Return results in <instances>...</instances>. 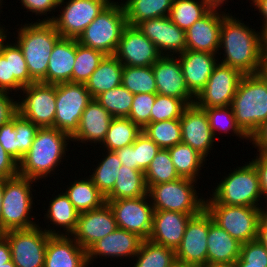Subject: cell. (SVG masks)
Instances as JSON below:
<instances>
[{
    "label": "cell",
    "mask_w": 267,
    "mask_h": 267,
    "mask_svg": "<svg viewBox=\"0 0 267 267\" xmlns=\"http://www.w3.org/2000/svg\"><path fill=\"white\" fill-rule=\"evenodd\" d=\"M106 202L113 211L118 228L135 233L143 240L149 238L154 213L149 195Z\"/></svg>",
    "instance_id": "2e32d148"
},
{
    "label": "cell",
    "mask_w": 267,
    "mask_h": 267,
    "mask_svg": "<svg viewBox=\"0 0 267 267\" xmlns=\"http://www.w3.org/2000/svg\"><path fill=\"white\" fill-rule=\"evenodd\" d=\"M257 171L260 189L263 199L265 198V203L267 208V155L258 153L257 156L251 161Z\"/></svg>",
    "instance_id": "680465c9"
},
{
    "label": "cell",
    "mask_w": 267,
    "mask_h": 267,
    "mask_svg": "<svg viewBox=\"0 0 267 267\" xmlns=\"http://www.w3.org/2000/svg\"><path fill=\"white\" fill-rule=\"evenodd\" d=\"M209 213L204 208L188 221L181 244L176 248L178 267H203L207 265V235Z\"/></svg>",
    "instance_id": "9a60e30c"
},
{
    "label": "cell",
    "mask_w": 267,
    "mask_h": 267,
    "mask_svg": "<svg viewBox=\"0 0 267 267\" xmlns=\"http://www.w3.org/2000/svg\"><path fill=\"white\" fill-rule=\"evenodd\" d=\"M6 40L7 37L1 42L0 53L4 57H10L11 76H14L23 87L29 86L35 81L30 77L23 53L15 42L11 43Z\"/></svg>",
    "instance_id": "bcb514c9"
},
{
    "label": "cell",
    "mask_w": 267,
    "mask_h": 267,
    "mask_svg": "<svg viewBox=\"0 0 267 267\" xmlns=\"http://www.w3.org/2000/svg\"><path fill=\"white\" fill-rule=\"evenodd\" d=\"M264 76L267 78V62H263L262 71Z\"/></svg>",
    "instance_id": "753ad0ef"
},
{
    "label": "cell",
    "mask_w": 267,
    "mask_h": 267,
    "mask_svg": "<svg viewBox=\"0 0 267 267\" xmlns=\"http://www.w3.org/2000/svg\"><path fill=\"white\" fill-rule=\"evenodd\" d=\"M189 91L196 97L206 86L214 67L220 60L209 52L185 50L177 55Z\"/></svg>",
    "instance_id": "d4e9b609"
},
{
    "label": "cell",
    "mask_w": 267,
    "mask_h": 267,
    "mask_svg": "<svg viewBox=\"0 0 267 267\" xmlns=\"http://www.w3.org/2000/svg\"><path fill=\"white\" fill-rule=\"evenodd\" d=\"M241 243L220 228L209 214L207 235V264L236 262L240 257Z\"/></svg>",
    "instance_id": "f1b7e54d"
},
{
    "label": "cell",
    "mask_w": 267,
    "mask_h": 267,
    "mask_svg": "<svg viewBox=\"0 0 267 267\" xmlns=\"http://www.w3.org/2000/svg\"><path fill=\"white\" fill-rule=\"evenodd\" d=\"M2 2H3V0H0V7H3ZM0 9H2V8H0ZM0 12H2V10H0ZM0 26H2V25L0 24Z\"/></svg>",
    "instance_id": "11e5206c"
},
{
    "label": "cell",
    "mask_w": 267,
    "mask_h": 267,
    "mask_svg": "<svg viewBox=\"0 0 267 267\" xmlns=\"http://www.w3.org/2000/svg\"><path fill=\"white\" fill-rule=\"evenodd\" d=\"M76 39L61 37L53 47L48 67L47 84L73 82Z\"/></svg>",
    "instance_id": "83f0119b"
},
{
    "label": "cell",
    "mask_w": 267,
    "mask_h": 267,
    "mask_svg": "<svg viewBox=\"0 0 267 267\" xmlns=\"http://www.w3.org/2000/svg\"><path fill=\"white\" fill-rule=\"evenodd\" d=\"M215 4L211 0H174L168 17L180 29L187 30L205 16Z\"/></svg>",
    "instance_id": "d590c367"
},
{
    "label": "cell",
    "mask_w": 267,
    "mask_h": 267,
    "mask_svg": "<svg viewBox=\"0 0 267 267\" xmlns=\"http://www.w3.org/2000/svg\"><path fill=\"white\" fill-rule=\"evenodd\" d=\"M36 180L21 175L4 179L2 212L0 217V234L19 229H29L37 226L33 221V183ZM31 215V216H30ZM31 217V218H30Z\"/></svg>",
    "instance_id": "5b68a950"
},
{
    "label": "cell",
    "mask_w": 267,
    "mask_h": 267,
    "mask_svg": "<svg viewBox=\"0 0 267 267\" xmlns=\"http://www.w3.org/2000/svg\"><path fill=\"white\" fill-rule=\"evenodd\" d=\"M103 158L98 162L97 167L92 169L89 177L97 186L98 190L106 197L114 188L119 168L122 166L120 159L115 151L104 150ZM107 153V154H106Z\"/></svg>",
    "instance_id": "f35d334b"
},
{
    "label": "cell",
    "mask_w": 267,
    "mask_h": 267,
    "mask_svg": "<svg viewBox=\"0 0 267 267\" xmlns=\"http://www.w3.org/2000/svg\"><path fill=\"white\" fill-rule=\"evenodd\" d=\"M142 132L162 149H168L182 142L180 119L151 122L142 129Z\"/></svg>",
    "instance_id": "60d3db41"
},
{
    "label": "cell",
    "mask_w": 267,
    "mask_h": 267,
    "mask_svg": "<svg viewBox=\"0 0 267 267\" xmlns=\"http://www.w3.org/2000/svg\"><path fill=\"white\" fill-rule=\"evenodd\" d=\"M160 149L153 140L141 132L135 140V163H137V169L145 172Z\"/></svg>",
    "instance_id": "f907efd6"
},
{
    "label": "cell",
    "mask_w": 267,
    "mask_h": 267,
    "mask_svg": "<svg viewBox=\"0 0 267 267\" xmlns=\"http://www.w3.org/2000/svg\"><path fill=\"white\" fill-rule=\"evenodd\" d=\"M243 76L239 70L218 62L194 104L200 109L231 106Z\"/></svg>",
    "instance_id": "5bb4252c"
},
{
    "label": "cell",
    "mask_w": 267,
    "mask_h": 267,
    "mask_svg": "<svg viewBox=\"0 0 267 267\" xmlns=\"http://www.w3.org/2000/svg\"><path fill=\"white\" fill-rule=\"evenodd\" d=\"M231 107L237 125L250 138L267 121V78L262 72L242 77Z\"/></svg>",
    "instance_id": "277c9868"
},
{
    "label": "cell",
    "mask_w": 267,
    "mask_h": 267,
    "mask_svg": "<svg viewBox=\"0 0 267 267\" xmlns=\"http://www.w3.org/2000/svg\"><path fill=\"white\" fill-rule=\"evenodd\" d=\"M156 94H135L128 118L143 129L151 123V111L155 103Z\"/></svg>",
    "instance_id": "681fc988"
},
{
    "label": "cell",
    "mask_w": 267,
    "mask_h": 267,
    "mask_svg": "<svg viewBox=\"0 0 267 267\" xmlns=\"http://www.w3.org/2000/svg\"><path fill=\"white\" fill-rule=\"evenodd\" d=\"M122 70V63L114 55H106L85 83L92 98L121 85Z\"/></svg>",
    "instance_id": "4dcf8cb0"
},
{
    "label": "cell",
    "mask_w": 267,
    "mask_h": 267,
    "mask_svg": "<svg viewBox=\"0 0 267 267\" xmlns=\"http://www.w3.org/2000/svg\"><path fill=\"white\" fill-rule=\"evenodd\" d=\"M174 0H127L122 4L127 25L136 26L138 23L169 15Z\"/></svg>",
    "instance_id": "836d02e7"
},
{
    "label": "cell",
    "mask_w": 267,
    "mask_h": 267,
    "mask_svg": "<svg viewBox=\"0 0 267 267\" xmlns=\"http://www.w3.org/2000/svg\"><path fill=\"white\" fill-rule=\"evenodd\" d=\"M87 177L74 180L64 191L79 213L97 209L106 202L105 196L98 190L92 179Z\"/></svg>",
    "instance_id": "d6a6232c"
},
{
    "label": "cell",
    "mask_w": 267,
    "mask_h": 267,
    "mask_svg": "<svg viewBox=\"0 0 267 267\" xmlns=\"http://www.w3.org/2000/svg\"><path fill=\"white\" fill-rule=\"evenodd\" d=\"M135 257L132 267H178L174 249L148 239L142 240Z\"/></svg>",
    "instance_id": "8d00e7d4"
},
{
    "label": "cell",
    "mask_w": 267,
    "mask_h": 267,
    "mask_svg": "<svg viewBox=\"0 0 267 267\" xmlns=\"http://www.w3.org/2000/svg\"><path fill=\"white\" fill-rule=\"evenodd\" d=\"M152 70L158 94L182 99L188 106L194 104L195 96L186 85L177 55H162L152 65Z\"/></svg>",
    "instance_id": "44dd1931"
},
{
    "label": "cell",
    "mask_w": 267,
    "mask_h": 267,
    "mask_svg": "<svg viewBox=\"0 0 267 267\" xmlns=\"http://www.w3.org/2000/svg\"><path fill=\"white\" fill-rule=\"evenodd\" d=\"M203 267H237L236 262L207 264Z\"/></svg>",
    "instance_id": "a7ac6f4b"
},
{
    "label": "cell",
    "mask_w": 267,
    "mask_h": 267,
    "mask_svg": "<svg viewBox=\"0 0 267 267\" xmlns=\"http://www.w3.org/2000/svg\"><path fill=\"white\" fill-rule=\"evenodd\" d=\"M237 267H267V265H250L244 262L240 257L236 260Z\"/></svg>",
    "instance_id": "003e7915"
},
{
    "label": "cell",
    "mask_w": 267,
    "mask_h": 267,
    "mask_svg": "<svg viewBox=\"0 0 267 267\" xmlns=\"http://www.w3.org/2000/svg\"><path fill=\"white\" fill-rule=\"evenodd\" d=\"M69 140V134L56 128H39L29 151L18 163L19 175L39 182L55 174L63 157H67Z\"/></svg>",
    "instance_id": "7a4b0ae2"
},
{
    "label": "cell",
    "mask_w": 267,
    "mask_h": 267,
    "mask_svg": "<svg viewBox=\"0 0 267 267\" xmlns=\"http://www.w3.org/2000/svg\"><path fill=\"white\" fill-rule=\"evenodd\" d=\"M168 151L180 178H187L194 181L199 179L197 177L200 176V171L207 159L183 142L168 148Z\"/></svg>",
    "instance_id": "e575fe53"
},
{
    "label": "cell",
    "mask_w": 267,
    "mask_h": 267,
    "mask_svg": "<svg viewBox=\"0 0 267 267\" xmlns=\"http://www.w3.org/2000/svg\"><path fill=\"white\" fill-rule=\"evenodd\" d=\"M142 240L143 239L135 233L128 232L125 229L117 228L109 235L96 241L87 250L88 265L92 264V262L96 258H100V256L105 257L106 259L108 257L111 259L131 257L132 259V257L134 258L138 253Z\"/></svg>",
    "instance_id": "603a6c76"
},
{
    "label": "cell",
    "mask_w": 267,
    "mask_h": 267,
    "mask_svg": "<svg viewBox=\"0 0 267 267\" xmlns=\"http://www.w3.org/2000/svg\"><path fill=\"white\" fill-rule=\"evenodd\" d=\"M39 126L35 125L19 112L15 114V131L17 139V162L29 151Z\"/></svg>",
    "instance_id": "c3c4849f"
},
{
    "label": "cell",
    "mask_w": 267,
    "mask_h": 267,
    "mask_svg": "<svg viewBox=\"0 0 267 267\" xmlns=\"http://www.w3.org/2000/svg\"><path fill=\"white\" fill-rule=\"evenodd\" d=\"M240 258L250 265H267V249L257 238L241 244Z\"/></svg>",
    "instance_id": "816d5d0a"
},
{
    "label": "cell",
    "mask_w": 267,
    "mask_h": 267,
    "mask_svg": "<svg viewBox=\"0 0 267 267\" xmlns=\"http://www.w3.org/2000/svg\"><path fill=\"white\" fill-rule=\"evenodd\" d=\"M215 5H221V6H223V4H224V2H225V4H227L226 3V1L228 2V0H211Z\"/></svg>",
    "instance_id": "8c879c8a"
},
{
    "label": "cell",
    "mask_w": 267,
    "mask_h": 267,
    "mask_svg": "<svg viewBox=\"0 0 267 267\" xmlns=\"http://www.w3.org/2000/svg\"><path fill=\"white\" fill-rule=\"evenodd\" d=\"M58 1L61 9L52 21L63 38L77 39L85 28L112 2V0ZM63 5V6H62Z\"/></svg>",
    "instance_id": "7c38bea8"
},
{
    "label": "cell",
    "mask_w": 267,
    "mask_h": 267,
    "mask_svg": "<svg viewBox=\"0 0 267 267\" xmlns=\"http://www.w3.org/2000/svg\"><path fill=\"white\" fill-rule=\"evenodd\" d=\"M142 129L128 117L112 118L106 137L102 142V149L116 151L132 145Z\"/></svg>",
    "instance_id": "74e56055"
},
{
    "label": "cell",
    "mask_w": 267,
    "mask_h": 267,
    "mask_svg": "<svg viewBox=\"0 0 267 267\" xmlns=\"http://www.w3.org/2000/svg\"><path fill=\"white\" fill-rule=\"evenodd\" d=\"M7 30H5V26H0V49H1V42L5 40V37H7Z\"/></svg>",
    "instance_id": "2644e50d"
},
{
    "label": "cell",
    "mask_w": 267,
    "mask_h": 267,
    "mask_svg": "<svg viewBox=\"0 0 267 267\" xmlns=\"http://www.w3.org/2000/svg\"><path fill=\"white\" fill-rule=\"evenodd\" d=\"M134 95L122 84L98 95L95 100L108 111L113 118L128 117Z\"/></svg>",
    "instance_id": "7bdbcfd3"
},
{
    "label": "cell",
    "mask_w": 267,
    "mask_h": 267,
    "mask_svg": "<svg viewBox=\"0 0 267 267\" xmlns=\"http://www.w3.org/2000/svg\"><path fill=\"white\" fill-rule=\"evenodd\" d=\"M118 172L113 190L105 197L106 201L148 195L143 171L122 165Z\"/></svg>",
    "instance_id": "1f68e13d"
},
{
    "label": "cell",
    "mask_w": 267,
    "mask_h": 267,
    "mask_svg": "<svg viewBox=\"0 0 267 267\" xmlns=\"http://www.w3.org/2000/svg\"><path fill=\"white\" fill-rule=\"evenodd\" d=\"M18 174V162L0 144V178L7 179Z\"/></svg>",
    "instance_id": "6f0895ef"
},
{
    "label": "cell",
    "mask_w": 267,
    "mask_h": 267,
    "mask_svg": "<svg viewBox=\"0 0 267 267\" xmlns=\"http://www.w3.org/2000/svg\"><path fill=\"white\" fill-rule=\"evenodd\" d=\"M115 152L122 165L137 169V163H135V142L132 145L125 146Z\"/></svg>",
    "instance_id": "94428289"
},
{
    "label": "cell",
    "mask_w": 267,
    "mask_h": 267,
    "mask_svg": "<svg viewBox=\"0 0 267 267\" xmlns=\"http://www.w3.org/2000/svg\"><path fill=\"white\" fill-rule=\"evenodd\" d=\"M249 142L257 149V153L267 155V121L259 126Z\"/></svg>",
    "instance_id": "91938a15"
},
{
    "label": "cell",
    "mask_w": 267,
    "mask_h": 267,
    "mask_svg": "<svg viewBox=\"0 0 267 267\" xmlns=\"http://www.w3.org/2000/svg\"><path fill=\"white\" fill-rule=\"evenodd\" d=\"M118 228L113 211L105 202L101 207L79 214L77 227L71 235L86 251L99 239Z\"/></svg>",
    "instance_id": "ac0fdd59"
},
{
    "label": "cell",
    "mask_w": 267,
    "mask_h": 267,
    "mask_svg": "<svg viewBox=\"0 0 267 267\" xmlns=\"http://www.w3.org/2000/svg\"><path fill=\"white\" fill-rule=\"evenodd\" d=\"M209 121L210 128L213 132L215 139H219L216 135L217 132H223L224 134H229L232 132L238 138L250 140V138L240 129L237 125L236 119L234 117L233 109L231 106L228 107H217V108H206L204 109Z\"/></svg>",
    "instance_id": "f6af8a7d"
},
{
    "label": "cell",
    "mask_w": 267,
    "mask_h": 267,
    "mask_svg": "<svg viewBox=\"0 0 267 267\" xmlns=\"http://www.w3.org/2000/svg\"><path fill=\"white\" fill-rule=\"evenodd\" d=\"M252 6H255V9L258 10L260 15L263 17L261 20L263 21L262 27L267 26V0H251Z\"/></svg>",
    "instance_id": "e7e4bbea"
},
{
    "label": "cell",
    "mask_w": 267,
    "mask_h": 267,
    "mask_svg": "<svg viewBox=\"0 0 267 267\" xmlns=\"http://www.w3.org/2000/svg\"><path fill=\"white\" fill-rule=\"evenodd\" d=\"M220 7L222 6L215 5L205 16L185 30L186 50L221 55L222 52L219 51L221 24L227 14L226 11H220Z\"/></svg>",
    "instance_id": "d6986e66"
},
{
    "label": "cell",
    "mask_w": 267,
    "mask_h": 267,
    "mask_svg": "<svg viewBox=\"0 0 267 267\" xmlns=\"http://www.w3.org/2000/svg\"><path fill=\"white\" fill-rule=\"evenodd\" d=\"M223 53L221 64L239 70L243 75L262 71L260 31L244 24L239 17L227 15L223 18L219 39V50Z\"/></svg>",
    "instance_id": "6da1fadb"
},
{
    "label": "cell",
    "mask_w": 267,
    "mask_h": 267,
    "mask_svg": "<svg viewBox=\"0 0 267 267\" xmlns=\"http://www.w3.org/2000/svg\"><path fill=\"white\" fill-rule=\"evenodd\" d=\"M0 144L5 151L17 161V139L15 131V115L0 126Z\"/></svg>",
    "instance_id": "11a10c76"
},
{
    "label": "cell",
    "mask_w": 267,
    "mask_h": 267,
    "mask_svg": "<svg viewBox=\"0 0 267 267\" xmlns=\"http://www.w3.org/2000/svg\"><path fill=\"white\" fill-rule=\"evenodd\" d=\"M10 95V93L0 91V126L9 121L18 112L16 96Z\"/></svg>",
    "instance_id": "9f6ffc18"
},
{
    "label": "cell",
    "mask_w": 267,
    "mask_h": 267,
    "mask_svg": "<svg viewBox=\"0 0 267 267\" xmlns=\"http://www.w3.org/2000/svg\"><path fill=\"white\" fill-rule=\"evenodd\" d=\"M187 107L182 99L157 93L151 111V122L180 119Z\"/></svg>",
    "instance_id": "7dc6e473"
},
{
    "label": "cell",
    "mask_w": 267,
    "mask_h": 267,
    "mask_svg": "<svg viewBox=\"0 0 267 267\" xmlns=\"http://www.w3.org/2000/svg\"><path fill=\"white\" fill-rule=\"evenodd\" d=\"M223 178L217 187L212 189L211 197L205 198V204L249 207H259V204H262L258 174L251 161L245 162L243 166H237Z\"/></svg>",
    "instance_id": "8992f818"
},
{
    "label": "cell",
    "mask_w": 267,
    "mask_h": 267,
    "mask_svg": "<svg viewBox=\"0 0 267 267\" xmlns=\"http://www.w3.org/2000/svg\"><path fill=\"white\" fill-rule=\"evenodd\" d=\"M196 183L191 179L179 178L152 185L148 189V195L154 210L199 214L205 208V198H198L200 194L195 189Z\"/></svg>",
    "instance_id": "ba28073f"
},
{
    "label": "cell",
    "mask_w": 267,
    "mask_h": 267,
    "mask_svg": "<svg viewBox=\"0 0 267 267\" xmlns=\"http://www.w3.org/2000/svg\"><path fill=\"white\" fill-rule=\"evenodd\" d=\"M258 239L267 249V209L261 215L258 230Z\"/></svg>",
    "instance_id": "be15d7a7"
},
{
    "label": "cell",
    "mask_w": 267,
    "mask_h": 267,
    "mask_svg": "<svg viewBox=\"0 0 267 267\" xmlns=\"http://www.w3.org/2000/svg\"><path fill=\"white\" fill-rule=\"evenodd\" d=\"M182 142L191 146L205 159L216 142L204 109L189 105L180 118Z\"/></svg>",
    "instance_id": "7402d4cb"
},
{
    "label": "cell",
    "mask_w": 267,
    "mask_h": 267,
    "mask_svg": "<svg viewBox=\"0 0 267 267\" xmlns=\"http://www.w3.org/2000/svg\"><path fill=\"white\" fill-rule=\"evenodd\" d=\"M259 31L263 62H267V26L261 27Z\"/></svg>",
    "instance_id": "03108f58"
},
{
    "label": "cell",
    "mask_w": 267,
    "mask_h": 267,
    "mask_svg": "<svg viewBox=\"0 0 267 267\" xmlns=\"http://www.w3.org/2000/svg\"><path fill=\"white\" fill-rule=\"evenodd\" d=\"M206 211L211 215L213 222L228 232L241 244L258 238L259 222L266 208L205 204Z\"/></svg>",
    "instance_id": "9c48e42d"
},
{
    "label": "cell",
    "mask_w": 267,
    "mask_h": 267,
    "mask_svg": "<svg viewBox=\"0 0 267 267\" xmlns=\"http://www.w3.org/2000/svg\"><path fill=\"white\" fill-rule=\"evenodd\" d=\"M21 6L24 7V9L28 10L29 12L35 13V16H47L44 17L43 20L39 19V22H52L55 18V15L48 16L47 13L52 12L58 9V1L59 0H20ZM50 17V18H49Z\"/></svg>",
    "instance_id": "db71d44e"
},
{
    "label": "cell",
    "mask_w": 267,
    "mask_h": 267,
    "mask_svg": "<svg viewBox=\"0 0 267 267\" xmlns=\"http://www.w3.org/2000/svg\"><path fill=\"white\" fill-rule=\"evenodd\" d=\"M44 267H89L87 251L72 236L50 235Z\"/></svg>",
    "instance_id": "484cf974"
},
{
    "label": "cell",
    "mask_w": 267,
    "mask_h": 267,
    "mask_svg": "<svg viewBox=\"0 0 267 267\" xmlns=\"http://www.w3.org/2000/svg\"><path fill=\"white\" fill-rule=\"evenodd\" d=\"M21 24L15 43L20 47L27 63L30 77L35 82L47 83V67L56 42L61 35L52 22Z\"/></svg>",
    "instance_id": "3957f363"
},
{
    "label": "cell",
    "mask_w": 267,
    "mask_h": 267,
    "mask_svg": "<svg viewBox=\"0 0 267 267\" xmlns=\"http://www.w3.org/2000/svg\"><path fill=\"white\" fill-rule=\"evenodd\" d=\"M50 200L44 219L47 221L50 220L48 223L51 222L50 224H53L54 228L57 227L58 229L59 227V230L56 231L54 228L49 229L50 224L48 225V229L45 228L44 230L49 235L71 236L77 227L80 213L63 191ZM61 228L65 233L60 230Z\"/></svg>",
    "instance_id": "f546056e"
},
{
    "label": "cell",
    "mask_w": 267,
    "mask_h": 267,
    "mask_svg": "<svg viewBox=\"0 0 267 267\" xmlns=\"http://www.w3.org/2000/svg\"><path fill=\"white\" fill-rule=\"evenodd\" d=\"M147 188L179 179L168 149H160L144 172Z\"/></svg>",
    "instance_id": "b9f144b4"
},
{
    "label": "cell",
    "mask_w": 267,
    "mask_h": 267,
    "mask_svg": "<svg viewBox=\"0 0 267 267\" xmlns=\"http://www.w3.org/2000/svg\"><path fill=\"white\" fill-rule=\"evenodd\" d=\"M3 191H4V179L0 178V217L2 212Z\"/></svg>",
    "instance_id": "89a4df30"
},
{
    "label": "cell",
    "mask_w": 267,
    "mask_h": 267,
    "mask_svg": "<svg viewBox=\"0 0 267 267\" xmlns=\"http://www.w3.org/2000/svg\"><path fill=\"white\" fill-rule=\"evenodd\" d=\"M24 87L14 78L11 76V67H10V57H4L0 53V91L12 94L14 91L15 94L17 92H21ZM16 92V93H15Z\"/></svg>",
    "instance_id": "f5cc1de1"
},
{
    "label": "cell",
    "mask_w": 267,
    "mask_h": 267,
    "mask_svg": "<svg viewBox=\"0 0 267 267\" xmlns=\"http://www.w3.org/2000/svg\"><path fill=\"white\" fill-rule=\"evenodd\" d=\"M112 115L93 99L83 111L77 131L71 136L72 142L102 144Z\"/></svg>",
    "instance_id": "4316f807"
},
{
    "label": "cell",
    "mask_w": 267,
    "mask_h": 267,
    "mask_svg": "<svg viewBox=\"0 0 267 267\" xmlns=\"http://www.w3.org/2000/svg\"><path fill=\"white\" fill-rule=\"evenodd\" d=\"M11 249L7 239L0 234V265L11 261Z\"/></svg>",
    "instance_id": "6125c7cd"
},
{
    "label": "cell",
    "mask_w": 267,
    "mask_h": 267,
    "mask_svg": "<svg viewBox=\"0 0 267 267\" xmlns=\"http://www.w3.org/2000/svg\"><path fill=\"white\" fill-rule=\"evenodd\" d=\"M136 27L152 41L161 55L174 56L186 50L185 31L168 16L144 20Z\"/></svg>",
    "instance_id": "ffe728a7"
},
{
    "label": "cell",
    "mask_w": 267,
    "mask_h": 267,
    "mask_svg": "<svg viewBox=\"0 0 267 267\" xmlns=\"http://www.w3.org/2000/svg\"><path fill=\"white\" fill-rule=\"evenodd\" d=\"M0 267H16V265L11 260V261H9L7 263H4L3 265H0Z\"/></svg>",
    "instance_id": "34e18365"
},
{
    "label": "cell",
    "mask_w": 267,
    "mask_h": 267,
    "mask_svg": "<svg viewBox=\"0 0 267 267\" xmlns=\"http://www.w3.org/2000/svg\"><path fill=\"white\" fill-rule=\"evenodd\" d=\"M195 215L197 214L154 210L152 229L148 240L176 250L181 244L188 221Z\"/></svg>",
    "instance_id": "cb8c5ba5"
},
{
    "label": "cell",
    "mask_w": 267,
    "mask_h": 267,
    "mask_svg": "<svg viewBox=\"0 0 267 267\" xmlns=\"http://www.w3.org/2000/svg\"><path fill=\"white\" fill-rule=\"evenodd\" d=\"M22 92L25 98L17 100L18 112L40 128H55L56 84L34 82Z\"/></svg>",
    "instance_id": "8fae6325"
},
{
    "label": "cell",
    "mask_w": 267,
    "mask_h": 267,
    "mask_svg": "<svg viewBox=\"0 0 267 267\" xmlns=\"http://www.w3.org/2000/svg\"><path fill=\"white\" fill-rule=\"evenodd\" d=\"M127 21L122 4L112 2L85 28L76 39L85 47L114 55Z\"/></svg>",
    "instance_id": "52a82bcc"
},
{
    "label": "cell",
    "mask_w": 267,
    "mask_h": 267,
    "mask_svg": "<svg viewBox=\"0 0 267 267\" xmlns=\"http://www.w3.org/2000/svg\"><path fill=\"white\" fill-rule=\"evenodd\" d=\"M121 84L133 95L141 93L157 94L152 66H123Z\"/></svg>",
    "instance_id": "ab89813d"
},
{
    "label": "cell",
    "mask_w": 267,
    "mask_h": 267,
    "mask_svg": "<svg viewBox=\"0 0 267 267\" xmlns=\"http://www.w3.org/2000/svg\"><path fill=\"white\" fill-rule=\"evenodd\" d=\"M106 55L96 49L85 47L76 40V59L73 82L85 84Z\"/></svg>",
    "instance_id": "ee69618b"
},
{
    "label": "cell",
    "mask_w": 267,
    "mask_h": 267,
    "mask_svg": "<svg viewBox=\"0 0 267 267\" xmlns=\"http://www.w3.org/2000/svg\"><path fill=\"white\" fill-rule=\"evenodd\" d=\"M93 100L85 84H56L55 128L72 136L87 105Z\"/></svg>",
    "instance_id": "30bf717a"
},
{
    "label": "cell",
    "mask_w": 267,
    "mask_h": 267,
    "mask_svg": "<svg viewBox=\"0 0 267 267\" xmlns=\"http://www.w3.org/2000/svg\"><path fill=\"white\" fill-rule=\"evenodd\" d=\"M114 56L123 66H152L162 55L152 41L136 26L127 25Z\"/></svg>",
    "instance_id": "e0dca14e"
},
{
    "label": "cell",
    "mask_w": 267,
    "mask_h": 267,
    "mask_svg": "<svg viewBox=\"0 0 267 267\" xmlns=\"http://www.w3.org/2000/svg\"><path fill=\"white\" fill-rule=\"evenodd\" d=\"M39 225L2 233L10 245L11 258L16 267H44L50 235Z\"/></svg>",
    "instance_id": "4fadbf2b"
}]
</instances>
